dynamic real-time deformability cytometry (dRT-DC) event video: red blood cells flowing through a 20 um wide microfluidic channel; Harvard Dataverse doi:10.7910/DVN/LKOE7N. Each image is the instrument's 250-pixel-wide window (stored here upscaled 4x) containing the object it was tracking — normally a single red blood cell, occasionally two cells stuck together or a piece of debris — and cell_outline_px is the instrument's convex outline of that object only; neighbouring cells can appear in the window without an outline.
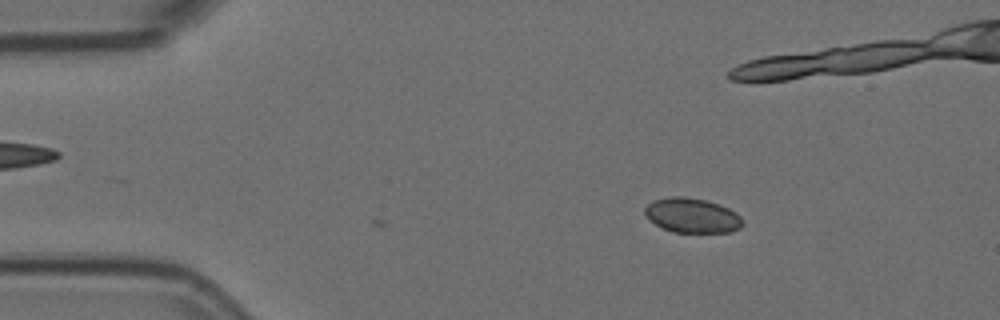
{"species": "Egyptian fruit bat (a non-hibernating species)", "species_latin": "Rousettus aegyptiacus", "temperature_condition": "room temperature", "stored_images_in_passage": 5, "camera_frame_rate_fps": 3000, "um_per_image_px": 0.085, "animal": {"sex": "female"}, "frame": {"image": 1, "passage_image": 5, "time_ms": 1.333, "image_size_px": [1000, 320], "cell_outline_px": [[744, 224], [740, 228], [732, 232], [672, 232], [648, 220], [644, 216], [644, 208], [652, 200], [672, 196], [684, 196], [704, 200], [720, 204], [736, 212], [744, 220]], "centroid_in_image_um": [58.83, 18.31], "position_along_channel_um": 26.2, "area_um2": 20.0}}